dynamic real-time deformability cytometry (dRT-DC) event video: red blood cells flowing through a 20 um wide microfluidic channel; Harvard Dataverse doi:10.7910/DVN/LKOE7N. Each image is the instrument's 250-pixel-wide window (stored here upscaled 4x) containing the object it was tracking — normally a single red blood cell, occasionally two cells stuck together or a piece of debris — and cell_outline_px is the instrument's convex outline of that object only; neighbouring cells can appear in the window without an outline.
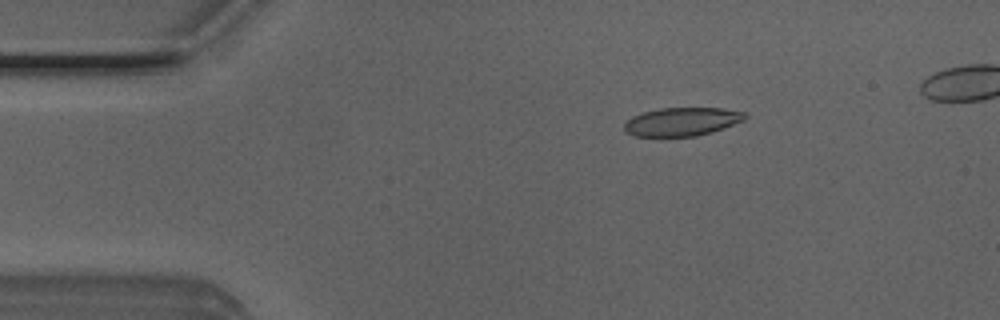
{"species": "Egyptian fruit bat (a non-hibernating species)", "species_latin": "Rousettus aegyptiacus", "temperature_condition": "room temperature", "stored_images_in_passage": 8, "camera_frame_rate_fps": 3000, "um_per_image_px": 0.085, "animal": {"sex": "male"}, "frame": {"image": 1, "passage_image": 1, "time_ms": 0.0, "image_size_px": [1000, 320], "cell_outline_px": [[748, 116], [744, 120], [712, 132], [696, 136], [632, 136], [624, 132], [624, 124], [632, 116], [644, 112], [660, 108], [724, 108], [744, 112]], "centroid_in_image_um": [57.95, 10.34], "position_along_channel_um": 27.0, "area_um2": 20.0}}